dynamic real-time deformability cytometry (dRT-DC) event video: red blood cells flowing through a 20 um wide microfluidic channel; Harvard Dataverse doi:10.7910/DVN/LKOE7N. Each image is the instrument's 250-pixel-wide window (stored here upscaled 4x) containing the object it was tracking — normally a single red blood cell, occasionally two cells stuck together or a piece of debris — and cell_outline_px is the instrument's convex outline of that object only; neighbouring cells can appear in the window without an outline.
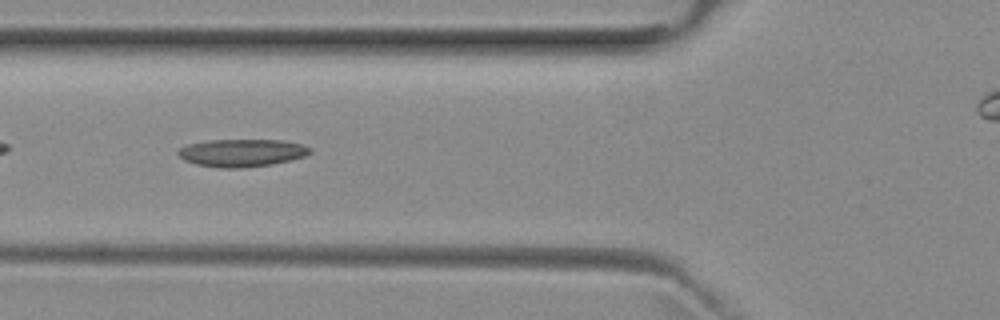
{"species": "common noctule bat (a hibernating species)", "species_latin": "Nyctalus noctula", "temperature_condition": "room temperature", "stored_images_in_passage": 39, "camera_frame_rate_fps": 3000, "um_per_image_px": 0.085, "animal": {"sex": "female", "body_mass_g": 29.2, "forearm_length_mm": 56.3}, "frame": {"image": 1, "passage_image": 5, "time_ms": 1.333, "image_size_px": [1000, 320], "cell_outline_px": [[312, 152], [304, 156], [292, 160], [272, 164], [244, 168], [216, 168], [196, 164], [184, 160], [176, 152], [180, 148], [188, 144], [208, 140], [284, 140], [304, 144], [312, 148]], "centroid_in_image_um": [20.59, 12.99], "position_along_channel_um": 105.2, "area_um2": 21.5}}
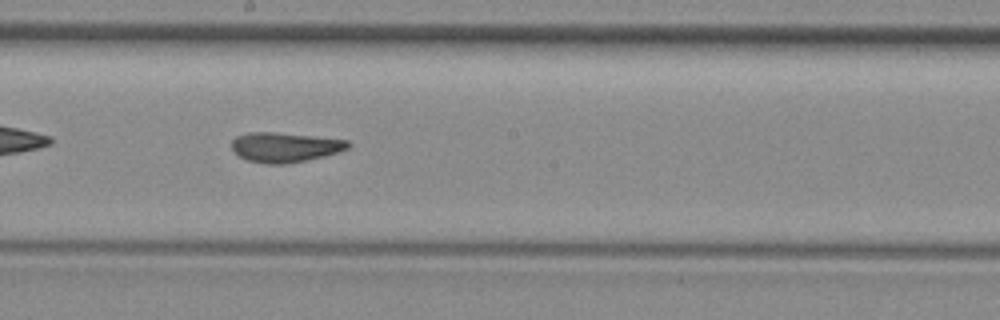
{"frame": {"image": 2, "passage_image": 14, "time_ms": 4.333, "image_size_px": [1000, 320], "cell_outline_px": [[352, 144], [348, 148], [324, 156], [284, 164], [264, 164], [248, 160], [240, 156], [232, 148], [232, 140], [236, 136], [248, 132], [276, 132], [348, 140]], "centroid_in_image_um": [24.2, 12.5], "position_along_channel_um": 224.0, "area_um2": 20.0}}
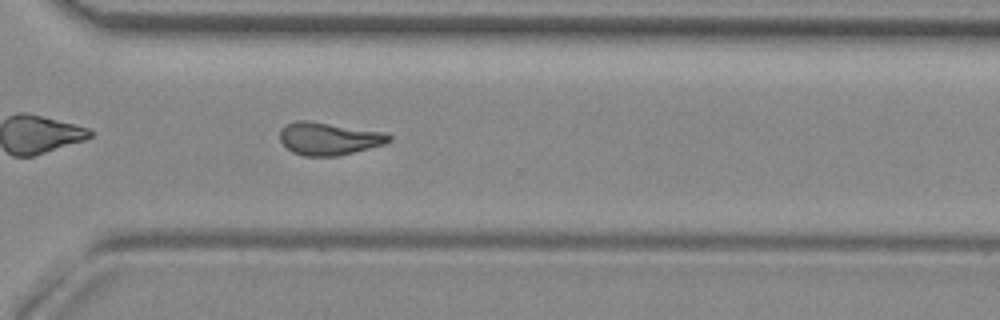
{"frame": {"image": 3, "passage_image": 23, "time_ms": 7.333, "image_size_px": [1000, 320], "cell_outline_px": [[392, 140], [384, 144], [340, 156], [304, 156], [292, 152], [280, 140], [280, 128], [284, 124], [296, 120], [308, 120], [384, 132], [392, 136]], "centroid_in_image_um": [27.94, 11.78], "position_along_channel_um": 342.7, "area_um2": 20.92}, "authors_computed_cell_mechanics": {"area_um2": 20.1144, "velocity_mm_per_s": 3.9607, "shape_relaxation_time_tau1_ms": null, "shape_relaxation_time_tau2_ms": 2.5769, "deformation_change_tau1": null, "deformation_change_tau2": 0.1253}}